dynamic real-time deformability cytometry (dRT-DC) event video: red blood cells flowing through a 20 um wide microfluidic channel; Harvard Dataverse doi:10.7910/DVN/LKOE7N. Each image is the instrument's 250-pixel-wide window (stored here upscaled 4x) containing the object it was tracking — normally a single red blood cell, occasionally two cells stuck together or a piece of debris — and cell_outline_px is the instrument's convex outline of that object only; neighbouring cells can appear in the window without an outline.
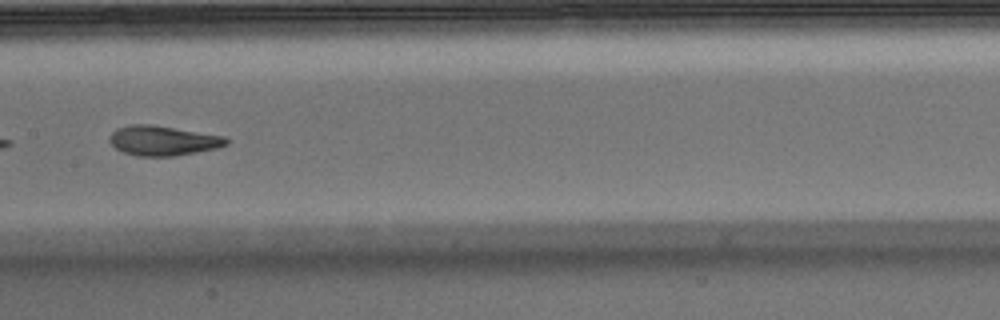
{"species": "Egyptian fruit bat (a non-hibernating species)", "species_latin": "Rousettus aegyptiacus", "temperature_condition": "warm", "stored_images_in_passage": 33, "camera_frame_rate_fps": 3000, "um_per_image_px": 0.085, "animal": {"sex": "male"}, "frame": {"image": 1, "passage_image": 10, "time_ms": 3.0, "image_size_px": [1000, 320], "cell_outline_px": [[228, 144], [216, 148], [176, 156], [136, 156], [124, 152], [116, 148], [108, 140], [108, 136], [116, 128], [132, 124], [152, 124], [224, 136], [228, 140]], "centroid_in_image_um": [13.82, 11.95], "position_along_channel_um": 193.6, "area_um2": 20.29}}